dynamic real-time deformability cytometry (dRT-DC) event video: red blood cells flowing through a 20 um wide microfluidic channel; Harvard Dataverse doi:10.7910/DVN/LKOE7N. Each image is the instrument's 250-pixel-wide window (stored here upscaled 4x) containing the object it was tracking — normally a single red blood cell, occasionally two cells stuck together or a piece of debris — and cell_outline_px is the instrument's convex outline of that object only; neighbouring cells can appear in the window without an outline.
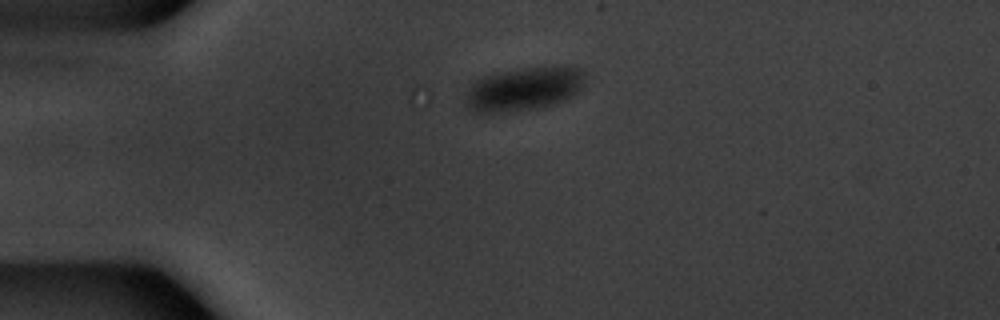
{"species": "common noctule bat (a hibernating species)", "species_latin": "Nyctalus noctula", "temperature_condition": "warm", "stored_images_in_passage": 3, "camera_frame_rate_fps": 3000, "um_per_image_px": 0.085, "animal": {"sex": "male", "body_mass_g": 20.1, "forearm_length_mm": 53.5}, "frame": {"image": 1, "passage_image": 1, "time_ms": 0.0, "image_size_px": [1000, 320], "cell_outline_px": [[584, 84], [580, 92], [556, 104], [508, 112], [472, 112], [468, 108], [468, 88], [476, 80], [492, 72], [520, 68], [580, 68], [584, 72]], "centroid_in_image_um": [44.53, 7.56], "position_along_channel_um": 40.5, "area_um2": 30.0}}